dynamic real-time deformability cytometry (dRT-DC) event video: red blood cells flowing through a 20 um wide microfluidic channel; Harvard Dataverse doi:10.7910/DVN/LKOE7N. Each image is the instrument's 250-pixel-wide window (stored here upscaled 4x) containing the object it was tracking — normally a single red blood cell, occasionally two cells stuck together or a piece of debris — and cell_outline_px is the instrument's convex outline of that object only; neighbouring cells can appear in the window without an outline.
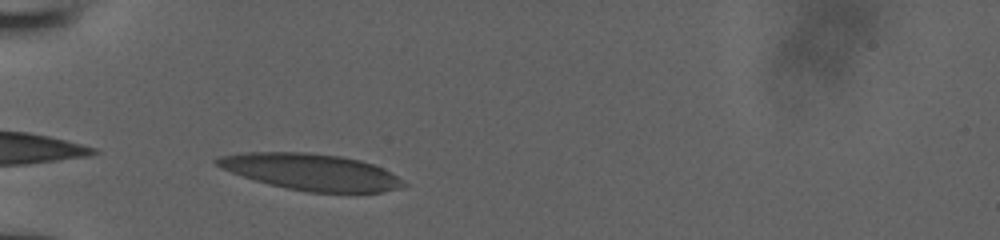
{"species": "human", "species_latin": "Homo sapiens", "temperature_condition": "room temperature", "stored_images_in_passage": 28, "camera_frame_rate_fps": 3000, "um_per_image_px": 0.085, "donor": {"sex": "male"}, "frame": {"image": 1, "passage_image": 1, "time_ms": 0.0, "image_size_px": [1000, 240], "cell_outline_px": [[408, 184], [400, 188], [384, 192], [308, 192], [268, 184], [220, 168], [212, 160], [220, 156], [240, 152], [308, 152], [340, 156], [360, 160], [384, 168], [404, 180]], "centroid_in_image_um": [26.45, 14.6], "position_along_channel_um": 58.5, "area_um2": 39.65}}
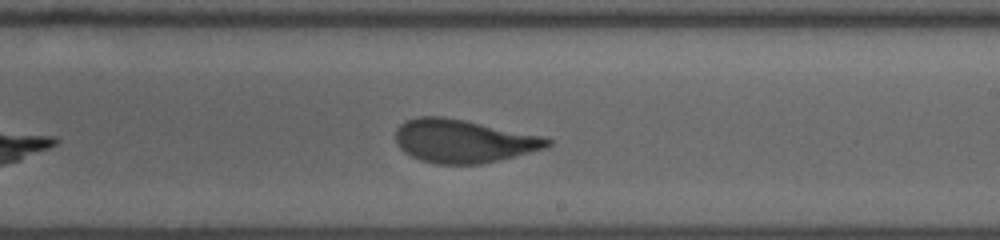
{"frame": {"image": 2, "passage_image": 16, "time_ms": 5.0, "image_size_px": [1000, 240], "cell_outline_px": [[552, 144], [548, 148], [500, 160], [480, 164], [436, 164], [420, 160], [404, 152], [400, 148], [396, 140], [396, 128], [400, 124], [408, 120], [420, 116], [444, 116], [544, 136], [552, 140]], "centroid_in_image_um": [39.42, 11.99], "position_along_channel_um": 249.6, "area_um2": 38.38}}
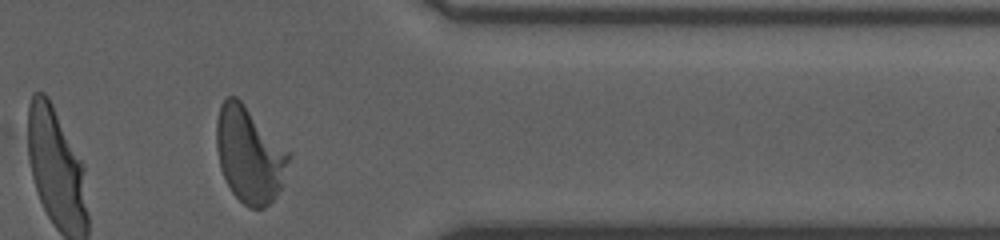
{"frame": {"image": 3, "passage_image": 27, "time_ms": 8.667, "image_size_px": [1000, 240], "cell_outline_px": [[292, 156], [280, 188], [276, 196], [264, 208], [248, 208], [232, 192], [220, 168], [216, 148], [216, 120], [220, 104], [224, 96], [236, 96], [244, 104]], "centroid_in_image_um": [21.17, 13.15], "position_along_channel_um": 390.2, "area_um2": 40.0}}